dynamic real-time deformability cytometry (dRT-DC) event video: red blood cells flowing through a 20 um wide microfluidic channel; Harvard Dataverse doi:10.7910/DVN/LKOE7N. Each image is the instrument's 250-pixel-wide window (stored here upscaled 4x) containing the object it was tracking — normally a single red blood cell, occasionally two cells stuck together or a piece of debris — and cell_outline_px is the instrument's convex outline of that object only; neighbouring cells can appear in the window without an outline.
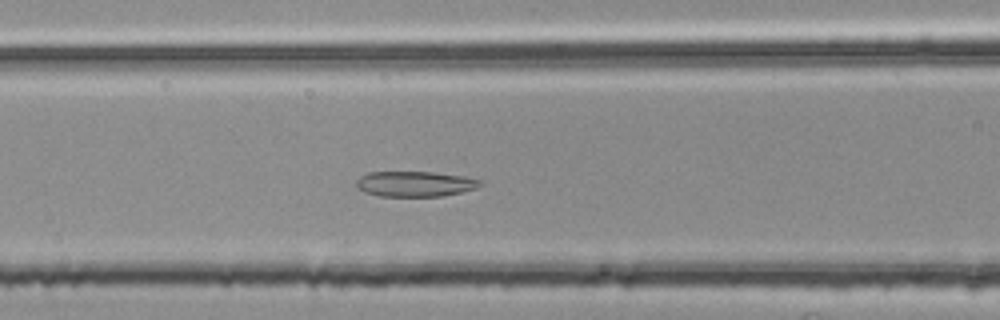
{"species": "common noctule bat (a hibernating species)", "species_latin": "Nyctalus noctula", "temperature_condition": "room temperature", "stored_images_in_passage": 41, "camera_frame_rate_fps": 3000, "um_per_image_px": 0.085, "animal": {"sex": "female", "body_mass_g": 25.1}, "frame": {"image": 1, "passage_image": 14, "time_ms": 4.333, "image_size_px": [1000, 320], "cell_outline_px": [[480, 184], [476, 188], [444, 196], [380, 196], [364, 192], [356, 188], [356, 180], [360, 176], [368, 172], [432, 172], [464, 176], [480, 180]], "centroid_in_image_um": [35.22, 15.63], "position_along_channel_um": 131.4, "area_um2": 18.26}}
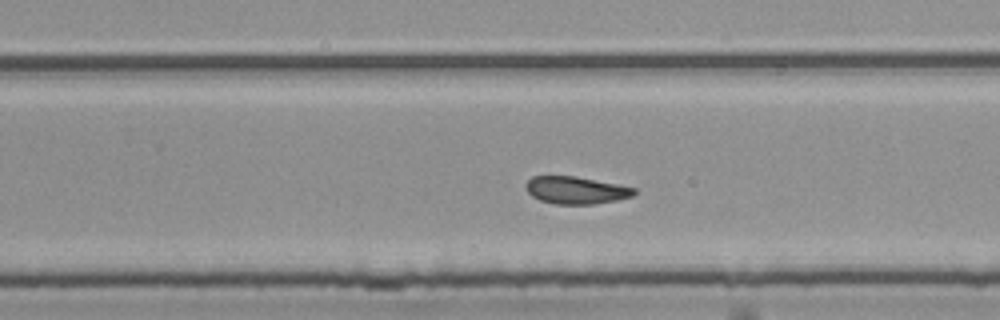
{"frame": {"image": 2, "passage_image": 26, "time_ms": 8.333, "image_size_px": [1000, 320], "cell_outline_px": [[636, 192], [632, 196], [616, 200], [592, 204], [556, 204], [540, 200], [532, 196], [524, 188], [524, 184], [532, 176], [576, 176], [636, 188]], "centroid_in_image_um": [48.92, 16.16], "position_along_channel_um": 280.9, "area_um2": 17.22}}
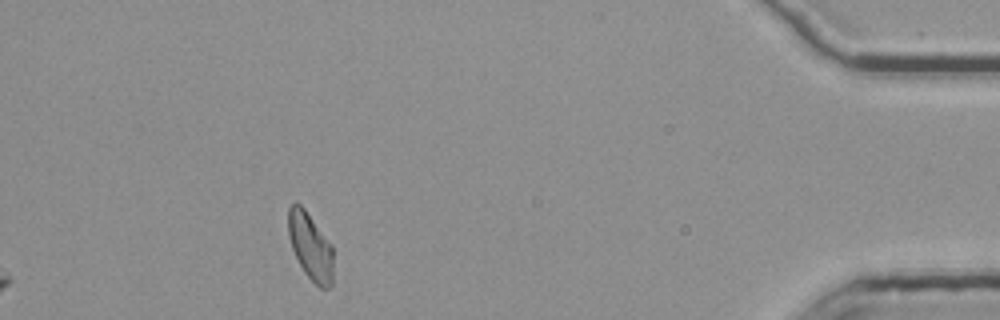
{"frame": {"image": 3, "passage_image": 41, "time_ms": 13.333, "image_size_px": [1000, 320], "cell_outline_px": [[332, 284], [328, 288], [320, 288], [304, 272], [292, 248], [288, 236], [288, 208], [292, 204], [300, 204], [304, 208], [332, 244]], "centroid_in_image_um": [26.38, 20.93], "position_along_channel_um": 408.8, "area_um2": 17.4}, "authors_computed_cell_mechanics": {"area_um2": 18.2648, "velocity_mm_per_s": 3.7577, "shape_relaxation_time_tau1_ms": null, "shape_relaxation_time_tau2_ms": 3.6677, "deformation_change_tau1": null, "deformation_change_tau2": 0.0871}}